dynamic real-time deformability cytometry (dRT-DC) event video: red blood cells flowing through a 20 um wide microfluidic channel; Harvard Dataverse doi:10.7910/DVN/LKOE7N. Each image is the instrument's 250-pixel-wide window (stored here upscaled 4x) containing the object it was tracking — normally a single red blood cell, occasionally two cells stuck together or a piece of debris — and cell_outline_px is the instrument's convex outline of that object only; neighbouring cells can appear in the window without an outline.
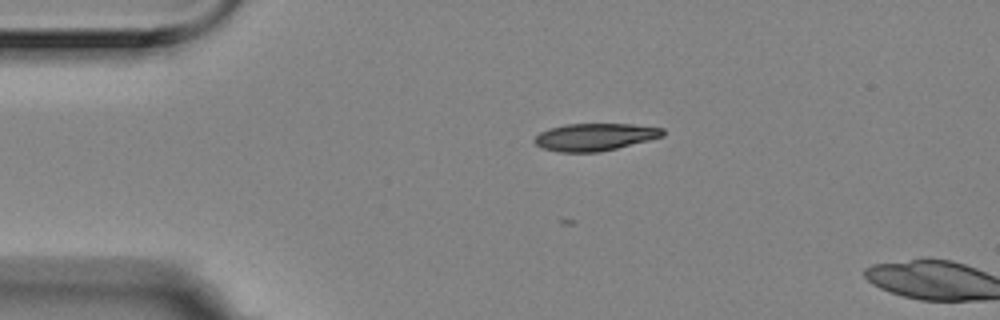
{"species": "Egyptian fruit bat (a non-hibernating species)", "species_latin": "Rousettus aegyptiacus", "temperature_condition": "room temperature", "stored_images_in_passage": 5, "camera_frame_rate_fps": 3000, "um_per_image_px": 0.085, "animal": {"sex": "female"}, "frame": {"image": 1, "passage_image": 5, "time_ms": 1.333, "image_size_px": [1000, 320], "cell_outline_px": [[664, 136], [616, 148], [596, 152], [560, 152], [540, 148], [532, 140], [540, 132], [548, 128], [564, 124], [632, 124], [664, 128]], "centroid_in_image_um": [50.52, 11.63], "position_along_channel_um": 34.5, "area_um2": 20.46}}